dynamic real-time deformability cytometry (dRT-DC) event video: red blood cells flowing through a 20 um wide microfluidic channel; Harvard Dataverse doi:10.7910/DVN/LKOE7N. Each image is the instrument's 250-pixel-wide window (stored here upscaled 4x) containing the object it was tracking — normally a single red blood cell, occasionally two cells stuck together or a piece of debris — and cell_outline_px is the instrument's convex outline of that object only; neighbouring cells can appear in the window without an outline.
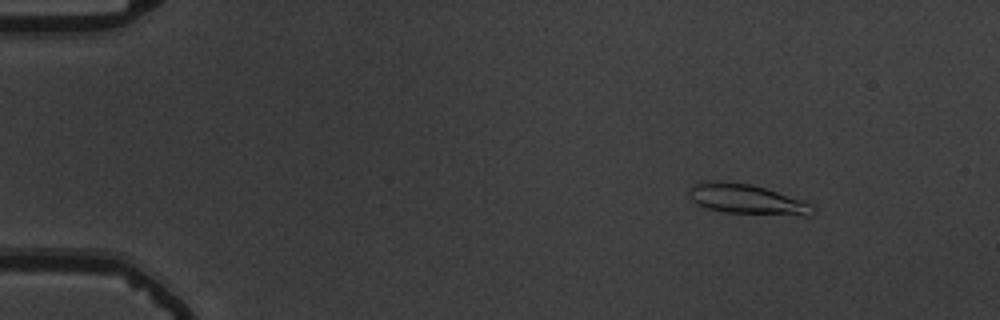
{"species": "common noctule bat (a hibernating species)", "species_latin": "Nyctalus noctula", "temperature_condition": "warm", "stored_images_in_passage": 51, "camera_frame_rate_fps": 3000, "um_per_image_px": 0.085, "animal": {"sex": "male", "body_mass_g": 19.5, "forearm_length_mm": 54.6}, "frame": {"image": 1, "passage_image": 3, "time_ms": 0.667, "image_size_px": [1000, 320], "cell_outline_px": [[816, 208], [808, 216], [804, 216], [724, 212], [708, 208], [696, 204], [692, 200], [688, 192], [688, 188], [692, 184], [700, 180], [724, 180], [752, 184], [804, 200]], "centroid_in_image_um": [63.43, 16.91], "position_along_channel_um": 21.6, "area_um2": 22.08}}
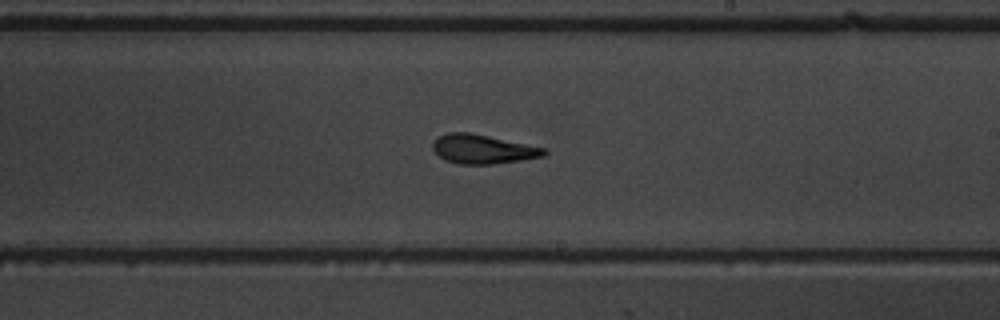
{"frame": {"image": 2, "passage_image": 29, "time_ms": 9.333, "image_size_px": [1000, 320], "cell_outline_px": [[548, 152], [544, 156], [520, 160], [492, 164], [460, 164], [444, 160], [432, 148], [432, 144], [440, 136], [448, 132], [468, 132], [488, 136], [544, 148]], "centroid_in_image_um": [41.02, 12.68], "position_along_channel_um": 248.0, "area_um2": 18.55}}
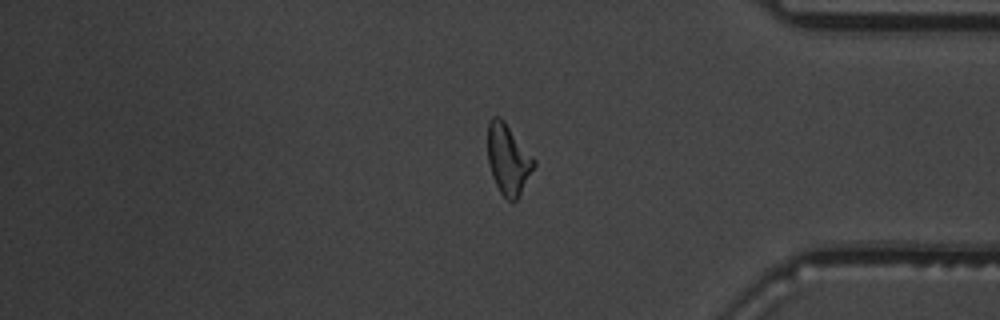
{"frame": {"image": 3, "passage_image": 42, "time_ms": 13.667, "image_size_px": [1000, 320], "cell_outline_px": [[536, 164], [520, 196], [516, 200], [508, 200], [500, 192], [492, 176], [488, 164], [488, 120], [492, 116], [500, 116], [504, 120], [536, 160]], "centroid_in_image_um": [43.2, 13.52], "position_along_channel_um": 392.0, "area_um2": 19.07}, "authors_computed_cell_mechanics": {"area_um2": 19.0162, "velocity_mm_per_s": 3.7361, "shape_relaxation_time_tau1_ms": 5.9795, "shape_relaxation_time_tau2_ms": 1.0371, "deformation_change_tau1": 0.1963, "deformation_change_tau2": 0.09}}